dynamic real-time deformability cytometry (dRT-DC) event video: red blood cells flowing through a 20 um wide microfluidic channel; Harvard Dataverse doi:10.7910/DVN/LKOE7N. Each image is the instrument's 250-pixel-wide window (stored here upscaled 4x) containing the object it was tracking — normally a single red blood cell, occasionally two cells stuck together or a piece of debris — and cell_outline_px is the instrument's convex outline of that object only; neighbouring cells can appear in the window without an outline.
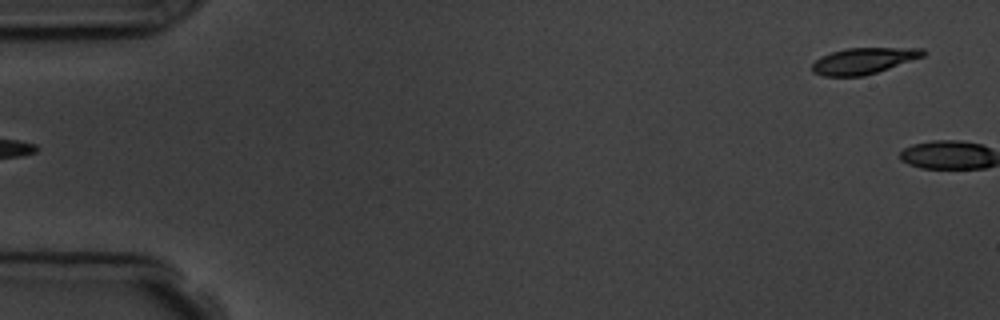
{"species": "common noctule bat (a hibernating species)", "species_latin": "Nyctalus noctula", "temperature_condition": "room temperature", "stored_images_in_passage": 6, "segment_of_instrument_passage": [2, 2], "camera_frame_rate_fps": 3000, "um_per_image_px": 0.085, "animal": {"sex": "male", "body_mass_g": 19.5, "forearm_length_mm": 54.6}, "frame": {"image": 1, "passage_image": 6, "time_ms": 5.667, "image_size_px": [1000, 320], "cell_outline_px": [[928, 52], [924, 56], [864, 76], [824, 76], [812, 72], [812, 64], [820, 56], [832, 52], [848, 48], [924, 48]], "centroid_in_image_um": [73.4, 5.16], "position_along_channel_um": 11.6, "area_um2": 16.82}}